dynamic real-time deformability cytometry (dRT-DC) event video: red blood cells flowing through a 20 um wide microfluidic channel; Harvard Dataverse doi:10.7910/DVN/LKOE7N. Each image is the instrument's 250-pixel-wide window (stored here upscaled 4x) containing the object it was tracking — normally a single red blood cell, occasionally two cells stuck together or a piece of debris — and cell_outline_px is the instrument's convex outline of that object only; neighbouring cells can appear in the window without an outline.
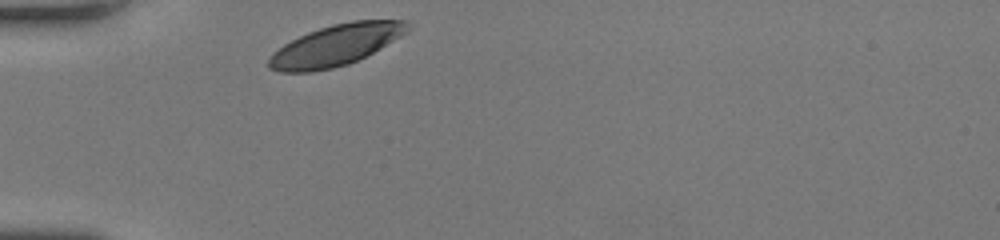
{"species": "human", "species_latin": "Homo sapiens", "temperature_condition": "room temperature", "stored_images_in_passage": 27, "camera_frame_rate_fps": 3000, "um_per_image_px": 0.085, "donor": {"sex": "female"}, "frame": {"image": 1, "passage_image": 1, "time_ms": 0.0, "image_size_px": [1000, 240], "cell_outline_px": [[412, 28], [408, 32], [380, 48], [348, 64], [332, 68], [312, 72], [280, 72], [268, 68], [268, 60], [272, 52], [284, 44], [308, 32], [332, 24], [352, 20], [404, 20]], "centroid_in_image_um": [28.53, 3.84], "position_along_channel_um": 56.5, "area_um2": 33.06}}
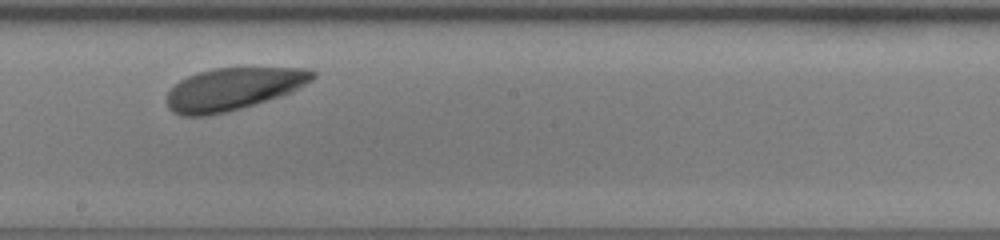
{"frame": {"image": 2, "passage_image": 15, "time_ms": 4.667, "image_size_px": [1000, 240], "cell_outline_px": [[316, 76], [312, 80], [292, 92], [268, 100], [228, 112], [208, 116], [180, 116], [172, 112], [168, 108], [168, 92], [180, 80], [196, 72], [216, 68], [304, 68], [316, 72]], "centroid_in_image_um": [19.81, 7.57], "position_along_channel_um": 228.4, "area_um2": 36.01}}
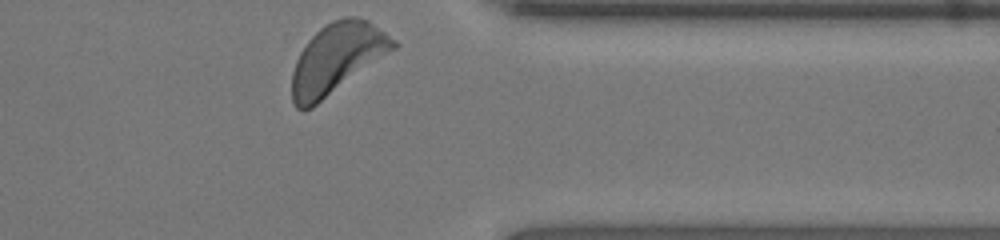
{"frame": {"image": 3, "passage_image": 27, "time_ms": 8.667, "image_size_px": [1000, 240], "cell_outline_px": [[400, 44], [396, 48], [312, 108], [304, 112], [296, 108], [292, 100], [292, 72], [296, 60], [300, 52], [308, 40], [320, 28], [332, 20], [344, 16], [356, 16], [368, 20], [396, 40]], "centroid_in_image_um": [28.63, 4.97], "position_along_channel_um": 382.8, "area_um2": 41.38}, "authors_computed_cell_mechanics": {"area_um2": 35.836, "velocity_mm_per_s": 3.9958, "shape_relaxation_time_tau1_ms": 0.9428, "shape_relaxation_time_tau2_ms": 8.1541, "deformation_change_tau1": 0.0776, "deformation_change_tau2": 0.1907}}